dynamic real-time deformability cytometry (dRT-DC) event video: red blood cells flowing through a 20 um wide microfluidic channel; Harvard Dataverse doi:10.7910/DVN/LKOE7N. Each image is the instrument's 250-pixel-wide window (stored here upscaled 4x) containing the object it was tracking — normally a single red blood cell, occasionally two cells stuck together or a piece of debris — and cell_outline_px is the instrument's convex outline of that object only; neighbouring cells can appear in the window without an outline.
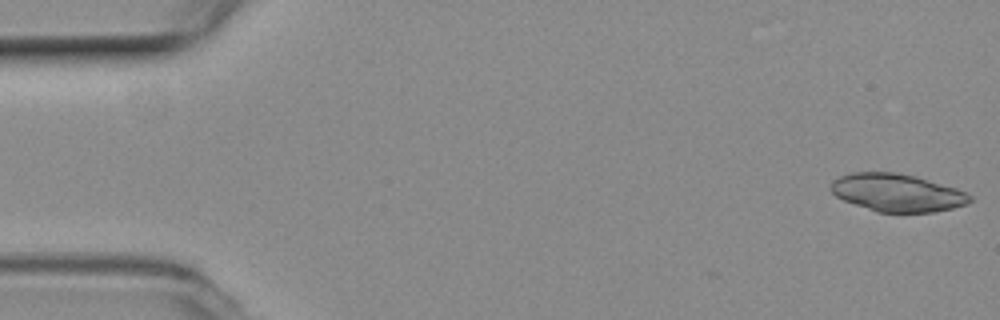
{"species": "common noctule bat (a hibernating species)", "species_latin": "Nyctalus noctula", "temperature_condition": "room temperature", "stored_images_in_passage": 13, "camera_frame_rate_fps": 3000, "um_per_image_px": 0.085, "animal": {"sex": "female", "body_mass_g": 19.3, "forearm_length_mm": 54.1}, "frame": {"image": 1, "passage_image": 1, "time_ms": 0.0, "image_size_px": [1000, 320], "cell_outline_px": [[972, 200], [964, 204], [952, 208], [932, 212], [876, 212], [844, 200], [836, 196], [828, 188], [832, 180], [840, 176], [852, 172], [896, 172], [916, 176], [956, 188], [972, 196]], "centroid_in_image_um": [76.21, 16.37], "position_along_channel_um": 8.8, "area_um2": 30.52}}